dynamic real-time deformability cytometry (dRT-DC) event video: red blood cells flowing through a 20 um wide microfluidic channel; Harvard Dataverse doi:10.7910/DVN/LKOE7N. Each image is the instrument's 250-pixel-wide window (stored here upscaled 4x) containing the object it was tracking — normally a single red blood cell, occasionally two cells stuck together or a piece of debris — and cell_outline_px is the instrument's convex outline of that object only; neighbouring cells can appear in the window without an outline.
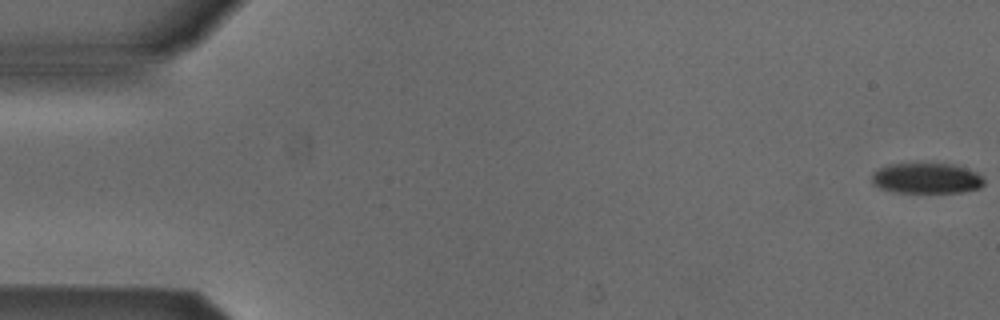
{"species": "Egyptian fruit bat (a non-hibernating species)", "species_latin": "Rousettus aegyptiacus", "temperature_condition": "cold", "stored_images_in_passage": 53, "camera_frame_rate_fps": 3000, "um_per_image_px": 0.085, "animal": {"sex": "male"}, "frame": {"image": 1, "passage_image": 1, "time_ms": 0.0, "image_size_px": [1000, 320], "cell_outline_px": [[984, 184], [980, 188], [964, 192], [892, 192], [880, 188], [872, 184], [872, 172], [888, 164], [956, 164], [976, 172], [984, 180]], "centroid_in_image_um": [78.75, 15.16], "position_along_channel_um": 6.3, "area_um2": 20.0}}
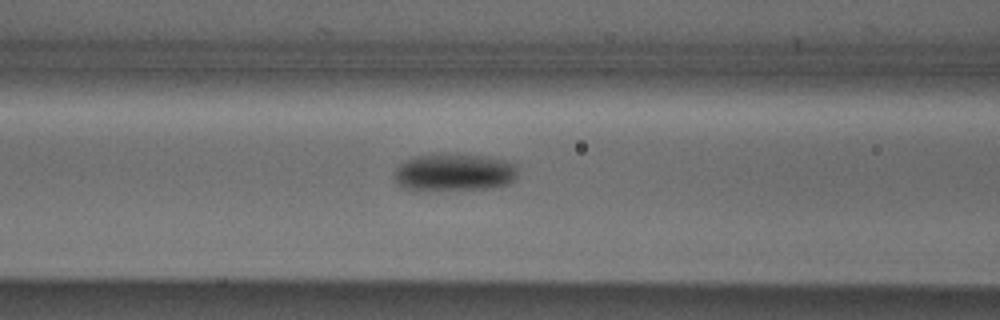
{"frame": {"image": 2, "passage_image": 22, "time_ms": 7.0, "image_size_px": [1000, 320], "cell_outline_px": [[516, 176], [508, 184], [492, 188], [404, 188], [396, 184], [392, 172], [404, 160], [416, 156], [452, 152], [456, 152], [488, 156], [516, 164]], "centroid_in_image_um": [38.59, 14.59], "position_along_channel_um": 128.0, "area_um2": 26.82}}
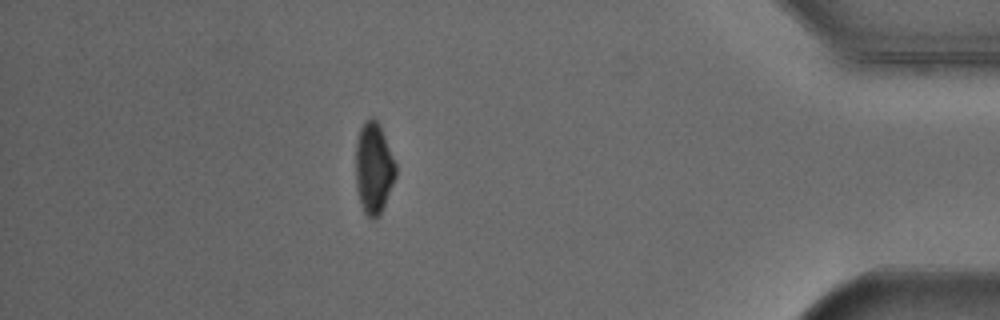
{"frame": {"image": 3, "passage_image": 47, "time_ms": 15.333, "image_size_px": [1000, 320], "cell_outline_px": [[396, 176], [380, 216], [372, 220], [364, 212], [360, 204], [356, 184], [356, 144], [360, 128], [364, 120], [372, 116], [380, 124], [396, 164]], "centroid_in_image_um": [31.77, 14.29], "position_along_channel_um": 403.4, "area_um2": 21.44}, "authors_computed_cell_mechanics": {"area_um2": 23.4668, "velocity_mm_per_s": 3.88, "shape_relaxation_time_tau1_ms": 4.1282, "shape_relaxation_time_tau2_ms": null, "deformation_change_tau1": 0.1055, "deformation_change_tau2": null}}